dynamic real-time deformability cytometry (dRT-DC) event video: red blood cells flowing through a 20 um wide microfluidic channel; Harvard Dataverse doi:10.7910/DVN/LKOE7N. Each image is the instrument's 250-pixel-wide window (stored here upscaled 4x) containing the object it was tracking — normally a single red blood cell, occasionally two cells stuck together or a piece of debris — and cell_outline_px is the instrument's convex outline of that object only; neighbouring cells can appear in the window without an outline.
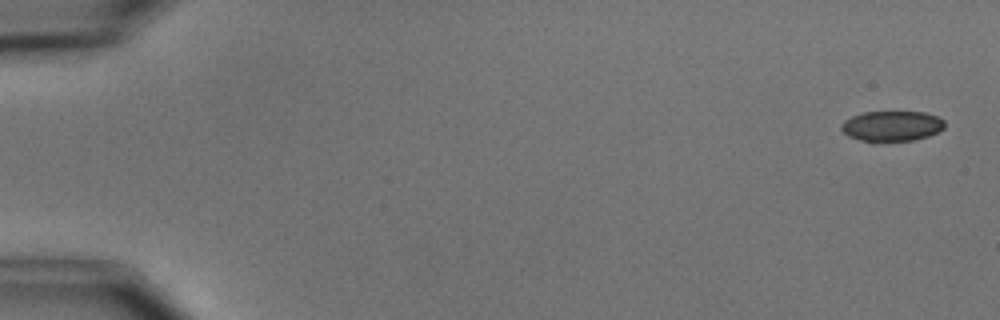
{"species": "common noctule bat (a hibernating species)", "species_latin": "Nyctalus noctula", "temperature_condition": "cold", "stored_images_in_passage": 2, "camera_frame_rate_fps": 3000, "um_per_image_px": 0.085, "animal": {"sex": "male", "body_mass_g": 15.6}, "frame": {"image": 1, "passage_image": 1, "time_ms": 0.0, "image_size_px": [1000, 320], "cell_outline_px": [[944, 128], [928, 136], [912, 140], [872, 144], [848, 136], [840, 128], [840, 124], [844, 120], [852, 116], [864, 112], [924, 112], [936, 116], [944, 120]], "centroid_in_image_um": [75.75, 10.74], "position_along_channel_um": 9.2, "area_um2": 18.67}}